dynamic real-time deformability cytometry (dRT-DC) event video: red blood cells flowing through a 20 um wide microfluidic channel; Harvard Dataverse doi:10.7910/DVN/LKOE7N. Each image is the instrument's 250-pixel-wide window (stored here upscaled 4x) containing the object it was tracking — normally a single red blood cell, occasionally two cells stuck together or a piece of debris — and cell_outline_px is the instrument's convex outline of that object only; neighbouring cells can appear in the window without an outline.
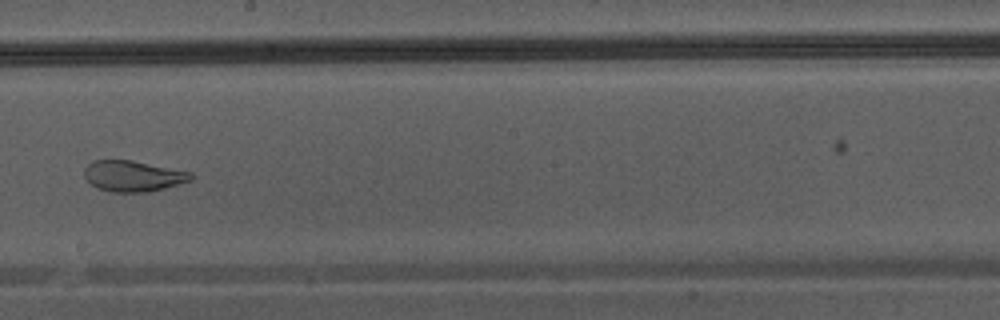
{"species": "Egyptian fruit bat (a non-hibernating species)", "species_latin": "Rousettus aegyptiacus", "temperature_condition": "warm", "stored_images_in_passage": 32, "camera_frame_rate_fps": 3000, "um_per_image_px": 0.085, "animal": {"sex": "male"}, "frame": {"image": 1, "passage_image": 18, "time_ms": 5.667, "image_size_px": [1000, 320], "cell_outline_px": [[196, 176], [192, 180], [164, 188], [148, 192], [112, 192], [96, 188], [84, 176], [84, 168], [92, 160], [132, 160], [192, 172]], "centroid_in_image_um": [11.32, 14.96], "position_along_channel_um": 236.9, "area_um2": 19.31}}